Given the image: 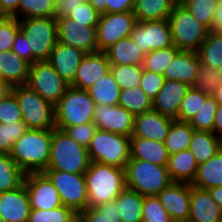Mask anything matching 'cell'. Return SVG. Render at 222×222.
<instances>
[{"mask_svg": "<svg viewBox=\"0 0 222 222\" xmlns=\"http://www.w3.org/2000/svg\"><path fill=\"white\" fill-rule=\"evenodd\" d=\"M198 164L189 149L169 155L167 170L173 182L192 183Z\"/></svg>", "mask_w": 222, "mask_h": 222, "instance_id": "cell-28", "label": "cell"}, {"mask_svg": "<svg viewBox=\"0 0 222 222\" xmlns=\"http://www.w3.org/2000/svg\"><path fill=\"white\" fill-rule=\"evenodd\" d=\"M95 209L100 214L113 219V222H121V215H119L118 206L116 205L115 201L98 205L97 207H95Z\"/></svg>", "mask_w": 222, "mask_h": 222, "instance_id": "cell-56", "label": "cell"}, {"mask_svg": "<svg viewBox=\"0 0 222 222\" xmlns=\"http://www.w3.org/2000/svg\"><path fill=\"white\" fill-rule=\"evenodd\" d=\"M87 148L76 143L65 131H52L50 159L46 170L84 174L90 166Z\"/></svg>", "mask_w": 222, "mask_h": 222, "instance_id": "cell-3", "label": "cell"}, {"mask_svg": "<svg viewBox=\"0 0 222 222\" xmlns=\"http://www.w3.org/2000/svg\"><path fill=\"white\" fill-rule=\"evenodd\" d=\"M191 185L207 190L222 186V148L208 161L198 165Z\"/></svg>", "mask_w": 222, "mask_h": 222, "instance_id": "cell-31", "label": "cell"}, {"mask_svg": "<svg viewBox=\"0 0 222 222\" xmlns=\"http://www.w3.org/2000/svg\"><path fill=\"white\" fill-rule=\"evenodd\" d=\"M211 197L222 209V186L214 187L208 190Z\"/></svg>", "mask_w": 222, "mask_h": 222, "instance_id": "cell-62", "label": "cell"}, {"mask_svg": "<svg viewBox=\"0 0 222 222\" xmlns=\"http://www.w3.org/2000/svg\"><path fill=\"white\" fill-rule=\"evenodd\" d=\"M213 97L218 102V104L222 105V82H220L219 86L215 90Z\"/></svg>", "mask_w": 222, "mask_h": 222, "instance_id": "cell-63", "label": "cell"}, {"mask_svg": "<svg viewBox=\"0 0 222 222\" xmlns=\"http://www.w3.org/2000/svg\"><path fill=\"white\" fill-rule=\"evenodd\" d=\"M83 222H113L111 218L100 214L95 208L87 207L78 214Z\"/></svg>", "mask_w": 222, "mask_h": 222, "instance_id": "cell-55", "label": "cell"}, {"mask_svg": "<svg viewBox=\"0 0 222 222\" xmlns=\"http://www.w3.org/2000/svg\"><path fill=\"white\" fill-rule=\"evenodd\" d=\"M78 216L64 205L52 210L31 209L28 222H71Z\"/></svg>", "mask_w": 222, "mask_h": 222, "instance_id": "cell-46", "label": "cell"}, {"mask_svg": "<svg viewBox=\"0 0 222 222\" xmlns=\"http://www.w3.org/2000/svg\"><path fill=\"white\" fill-rule=\"evenodd\" d=\"M86 54V52L79 48L68 46L58 41L47 61L60 77L71 85L80 62Z\"/></svg>", "mask_w": 222, "mask_h": 222, "instance_id": "cell-20", "label": "cell"}, {"mask_svg": "<svg viewBox=\"0 0 222 222\" xmlns=\"http://www.w3.org/2000/svg\"><path fill=\"white\" fill-rule=\"evenodd\" d=\"M96 105H118L121 89L113 78L111 70L87 90Z\"/></svg>", "mask_w": 222, "mask_h": 222, "instance_id": "cell-32", "label": "cell"}, {"mask_svg": "<svg viewBox=\"0 0 222 222\" xmlns=\"http://www.w3.org/2000/svg\"><path fill=\"white\" fill-rule=\"evenodd\" d=\"M110 70L121 90L140 87L143 65H111Z\"/></svg>", "mask_w": 222, "mask_h": 222, "instance_id": "cell-41", "label": "cell"}, {"mask_svg": "<svg viewBox=\"0 0 222 222\" xmlns=\"http://www.w3.org/2000/svg\"><path fill=\"white\" fill-rule=\"evenodd\" d=\"M173 119L150 110L135 116L134 131L131 136L164 142Z\"/></svg>", "mask_w": 222, "mask_h": 222, "instance_id": "cell-23", "label": "cell"}, {"mask_svg": "<svg viewBox=\"0 0 222 222\" xmlns=\"http://www.w3.org/2000/svg\"><path fill=\"white\" fill-rule=\"evenodd\" d=\"M97 130V126L91 122L66 128L64 131L79 145L88 148Z\"/></svg>", "mask_w": 222, "mask_h": 222, "instance_id": "cell-52", "label": "cell"}, {"mask_svg": "<svg viewBox=\"0 0 222 222\" xmlns=\"http://www.w3.org/2000/svg\"><path fill=\"white\" fill-rule=\"evenodd\" d=\"M57 189L62 205L76 214L88 207V194L84 174H73L59 170L43 172Z\"/></svg>", "mask_w": 222, "mask_h": 222, "instance_id": "cell-10", "label": "cell"}, {"mask_svg": "<svg viewBox=\"0 0 222 222\" xmlns=\"http://www.w3.org/2000/svg\"><path fill=\"white\" fill-rule=\"evenodd\" d=\"M104 52L110 65H143L146 54L131 37L120 39Z\"/></svg>", "mask_w": 222, "mask_h": 222, "instance_id": "cell-27", "label": "cell"}, {"mask_svg": "<svg viewBox=\"0 0 222 222\" xmlns=\"http://www.w3.org/2000/svg\"><path fill=\"white\" fill-rule=\"evenodd\" d=\"M174 222H187L190 213V183L172 182L157 195Z\"/></svg>", "mask_w": 222, "mask_h": 222, "instance_id": "cell-17", "label": "cell"}, {"mask_svg": "<svg viewBox=\"0 0 222 222\" xmlns=\"http://www.w3.org/2000/svg\"><path fill=\"white\" fill-rule=\"evenodd\" d=\"M9 16L3 12H0V26Z\"/></svg>", "mask_w": 222, "mask_h": 222, "instance_id": "cell-64", "label": "cell"}, {"mask_svg": "<svg viewBox=\"0 0 222 222\" xmlns=\"http://www.w3.org/2000/svg\"><path fill=\"white\" fill-rule=\"evenodd\" d=\"M30 63L11 50L0 51V79L12 87L27 84Z\"/></svg>", "mask_w": 222, "mask_h": 222, "instance_id": "cell-25", "label": "cell"}, {"mask_svg": "<svg viewBox=\"0 0 222 222\" xmlns=\"http://www.w3.org/2000/svg\"><path fill=\"white\" fill-rule=\"evenodd\" d=\"M222 148V139L209 131L194 130L189 150L198 165L208 161Z\"/></svg>", "mask_w": 222, "mask_h": 222, "instance_id": "cell-29", "label": "cell"}, {"mask_svg": "<svg viewBox=\"0 0 222 222\" xmlns=\"http://www.w3.org/2000/svg\"><path fill=\"white\" fill-rule=\"evenodd\" d=\"M168 21L173 45L180 51L197 52L206 40L209 30L180 1L173 7Z\"/></svg>", "mask_w": 222, "mask_h": 222, "instance_id": "cell-6", "label": "cell"}, {"mask_svg": "<svg viewBox=\"0 0 222 222\" xmlns=\"http://www.w3.org/2000/svg\"><path fill=\"white\" fill-rule=\"evenodd\" d=\"M22 120V112L19 103L13 93L0 101V123L10 124Z\"/></svg>", "mask_w": 222, "mask_h": 222, "instance_id": "cell-49", "label": "cell"}, {"mask_svg": "<svg viewBox=\"0 0 222 222\" xmlns=\"http://www.w3.org/2000/svg\"><path fill=\"white\" fill-rule=\"evenodd\" d=\"M19 28L28 39L29 50L33 53V63L47 61L58 42L56 17L19 19Z\"/></svg>", "mask_w": 222, "mask_h": 222, "instance_id": "cell-9", "label": "cell"}, {"mask_svg": "<svg viewBox=\"0 0 222 222\" xmlns=\"http://www.w3.org/2000/svg\"><path fill=\"white\" fill-rule=\"evenodd\" d=\"M21 112L22 120L28 129L53 130L55 128V108L41 98L27 84L12 87Z\"/></svg>", "mask_w": 222, "mask_h": 222, "instance_id": "cell-7", "label": "cell"}, {"mask_svg": "<svg viewBox=\"0 0 222 222\" xmlns=\"http://www.w3.org/2000/svg\"><path fill=\"white\" fill-rule=\"evenodd\" d=\"M144 196L125 188L115 199L121 222H142Z\"/></svg>", "mask_w": 222, "mask_h": 222, "instance_id": "cell-33", "label": "cell"}, {"mask_svg": "<svg viewBox=\"0 0 222 222\" xmlns=\"http://www.w3.org/2000/svg\"><path fill=\"white\" fill-rule=\"evenodd\" d=\"M118 105L134 116L153 109V101L140 87L121 90Z\"/></svg>", "mask_w": 222, "mask_h": 222, "instance_id": "cell-39", "label": "cell"}, {"mask_svg": "<svg viewBox=\"0 0 222 222\" xmlns=\"http://www.w3.org/2000/svg\"><path fill=\"white\" fill-rule=\"evenodd\" d=\"M135 116L120 105H96L93 123L97 129L131 137Z\"/></svg>", "mask_w": 222, "mask_h": 222, "instance_id": "cell-16", "label": "cell"}, {"mask_svg": "<svg viewBox=\"0 0 222 222\" xmlns=\"http://www.w3.org/2000/svg\"><path fill=\"white\" fill-rule=\"evenodd\" d=\"M58 41L79 48L86 53L98 52L96 27L84 26L60 11L56 16Z\"/></svg>", "mask_w": 222, "mask_h": 222, "instance_id": "cell-13", "label": "cell"}, {"mask_svg": "<svg viewBox=\"0 0 222 222\" xmlns=\"http://www.w3.org/2000/svg\"><path fill=\"white\" fill-rule=\"evenodd\" d=\"M62 1H80V2H88V0H58L59 4H60Z\"/></svg>", "mask_w": 222, "mask_h": 222, "instance_id": "cell-65", "label": "cell"}, {"mask_svg": "<svg viewBox=\"0 0 222 222\" xmlns=\"http://www.w3.org/2000/svg\"><path fill=\"white\" fill-rule=\"evenodd\" d=\"M220 82H222L221 70L201 64L193 87L208 96H213Z\"/></svg>", "mask_w": 222, "mask_h": 222, "instance_id": "cell-43", "label": "cell"}, {"mask_svg": "<svg viewBox=\"0 0 222 222\" xmlns=\"http://www.w3.org/2000/svg\"><path fill=\"white\" fill-rule=\"evenodd\" d=\"M59 7L58 0H20L18 20L24 18L56 17Z\"/></svg>", "mask_w": 222, "mask_h": 222, "instance_id": "cell-37", "label": "cell"}, {"mask_svg": "<svg viewBox=\"0 0 222 222\" xmlns=\"http://www.w3.org/2000/svg\"><path fill=\"white\" fill-rule=\"evenodd\" d=\"M208 97L205 93L191 86L181 103L178 112V121L189 122L198 113Z\"/></svg>", "mask_w": 222, "mask_h": 222, "instance_id": "cell-44", "label": "cell"}, {"mask_svg": "<svg viewBox=\"0 0 222 222\" xmlns=\"http://www.w3.org/2000/svg\"><path fill=\"white\" fill-rule=\"evenodd\" d=\"M88 2L96 9V11L100 15L107 13L106 0H88Z\"/></svg>", "mask_w": 222, "mask_h": 222, "instance_id": "cell-60", "label": "cell"}, {"mask_svg": "<svg viewBox=\"0 0 222 222\" xmlns=\"http://www.w3.org/2000/svg\"><path fill=\"white\" fill-rule=\"evenodd\" d=\"M201 65L197 52L179 51L164 72V78L193 86Z\"/></svg>", "mask_w": 222, "mask_h": 222, "instance_id": "cell-24", "label": "cell"}, {"mask_svg": "<svg viewBox=\"0 0 222 222\" xmlns=\"http://www.w3.org/2000/svg\"><path fill=\"white\" fill-rule=\"evenodd\" d=\"M213 30L222 32V0H219L213 17Z\"/></svg>", "mask_w": 222, "mask_h": 222, "instance_id": "cell-59", "label": "cell"}, {"mask_svg": "<svg viewBox=\"0 0 222 222\" xmlns=\"http://www.w3.org/2000/svg\"><path fill=\"white\" fill-rule=\"evenodd\" d=\"M20 0H0V12L7 14L9 17L18 19V6Z\"/></svg>", "mask_w": 222, "mask_h": 222, "instance_id": "cell-57", "label": "cell"}, {"mask_svg": "<svg viewBox=\"0 0 222 222\" xmlns=\"http://www.w3.org/2000/svg\"><path fill=\"white\" fill-rule=\"evenodd\" d=\"M87 150L91 162L125 169L130 158V137L97 129Z\"/></svg>", "mask_w": 222, "mask_h": 222, "instance_id": "cell-8", "label": "cell"}, {"mask_svg": "<svg viewBox=\"0 0 222 222\" xmlns=\"http://www.w3.org/2000/svg\"><path fill=\"white\" fill-rule=\"evenodd\" d=\"M164 80L165 78L163 75L145 70L143 68L140 88L153 101L161 90Z\"/></svg>", "mask_w": 222, "mask_h": 222, "instance_id": "cell-51", "label": "cell"}, {"mask_svg": "<svg viewBox=\"0 0 222 222\" xmlns=\"http://www.w3.org/2000/svg\"><path fill=\"white\" fill-rule=\"evenodd\" d=\"M23 184L29 195L31 209L52 210L62 206L57 189L43 173H27Z\"/></svg>", "mask_w": 222, "mask_h": 222, "instance_id": "cell-15", "label": "cell"}, {"mask_svg": "<svg viewBox=\"0 0 222 222\" xmlns=\"http://www.w3.org/2000/svg\"><path fill=\"white\" fill-rule=\"evenodd\" d=\"M130 37L145 53L173 46L168 19L137 22Z\"/></svg>", "mask_w": 222, "mask_h": 222, "instance_id": "cell-14", "label": "cell"}, {"mask_svg": "<svg viewBox=\"0 0 222 222\" xmlns=\"http://www.w3.org/2000/svg\"><path fill=\"white\" fill-rule=\"evenodd\" d=\"M126 187L144 197L157 196L173 181L167 165H157L140 159L129 158L125 168Z\"/></svg>", "mask_w": 222, "mask_h": 222, "instance_id": "cell-4", "label": "cell"}, {"mask_svg": "<svg viewBox=\"0 0 222 222\" xmlns=\"http://www.w3.org/2000/svg\"><path fill=\"white\" fill-rule=\"evenodd\" d=\"M191 86L187 83L165 79L163 86L153 100V110L173 120H178L181 103Z\"/></svg>", "mask_w": 222, "mask_h": 222, "instance_id": "cell-18", "label": "cell"}, {"mask_svg": "<svg viewBox=\"0 0 222 222\" xmlns=\"http://www.w3.org/2000/svg\"><path fill=\"white\" fill-rule=\"evenodd\" d=\"M88 194V207L113 202L126 188L125 169L91 162L84 173Z\"/></svg>", "mask_w": 222, "mask_h": 222, "instance_id": "cell-2", "label": "cell"}, {"mask_svg": "<svg viewBox=\"0 0 222 222\" xmlns=\"http://www.w3.org/2000/svg\"><path fill=\"white\" fill-rule=\"evenodd\" d=\"M19 28V20L8 17L0 26V51L12 50Z\"/></svg>", "mask_w": 222, "mask_h": 222, "instance_id": "cell-50", "label": "cell"}, {"mask_svg": "<svg viewBox=\"0 0 222 222\" xmlns=\"http://www.w3.org/2000/svg\"><path fill=\"white\" fill-rule=\"evenodd\" d=\"M31 211L29 195L23 184L0 193V217L7 222H28Z\"/></svg>", "mask_w": 222, "mask_h": 222, "instance_id": "cell-21", "label": "cell"}, {"mask_svg": "<svg viewBox=\"0 0 222 222\" xmlns=\"http://www.w3.org/2000/svg\"><path fill=\"white\" fill-rule=\"evenodd\" d=\"M27 85L41 98L55 106L70 86L48 61L30 64Z\"/></svg>", "mask_w": 222, "mask_h": 222, "instance_id": "cell-11", "label": "cell"}, {"mask_svg": "<svg viewBox=\"0 0 222 222\" xmlns=\"http://www.w3.org/2000/svg\"><path fill=\"white\" fill-rule=\"evenodd\" d=\"M107 13L130 12L134 9L135 0H106Z\"/></svg>", "mask_w": 222, "mask_h": 222, "instance_id": "cell-54", "label": "cell"}, {"mask_svg": "<svg viewBox=\"0 0 222 222\" xmlns=\"http://www.w3.org/2000/svg\"><path fill=\"white\" fill-rule=\"evenodd\" d=\"M52 131L28 129L13 144L10 157L25 174L41 173L47 169Z\"/></svg>", "mask_w": 222, "mask_h": 222, "instance_id": "cell-1", "label": "cell"}, {"mask_svg": "<svg viewBox=\"0 0 222 222\" xmlns=\"http://www.w3.org/2000/svg\"><path fill=\"white\" fill-rule=\"evenodd\" d=\"M25 175L10 154L0 152V193L22 186Z\"/></svg>", "mask_w": 222, "mask_h": 222, "instance_id": "cell-38", "label": "cell"}, {"mask_svg": "<svg viewBox=\"0 0 222 222\" xmlns=\"http://www.w3.org/2000/svg\"><path fill=\"white\" fill-rule=\"evenodd\" d=\"M71 222H83L80 218H79V216H77L75 219H73V221H71Z\"/></svg>", "mask_w": 222, "mask_h": 222, "instance_id": "cell-66", "label": "cell"}, {"mask_svg": "<svg viewBox=\"0 0 222 222\" xmlns=\"http://www.w3.org/2000/svg\"><path fill=\"white\" fill-rule=\"evenodd\" d=\"M59 11L84 26H97L101 16L89 2L62 1Z\"/></svg>", "mask_w": 222, "mask_h": 222, "instance_id": "cell-34", "label": "cell"}, {"mask_svg": "<svg viewBox=\"0 0 222 222\" xmlns=\"http://www.w3.org/2000/svg\"><path fill=\"white\" fill-rule=\"evenodd\" d=\"M142 222H174L157 196L144 197Z\"/></svg>", "mask_w": 222, "mask_h": 222, "instance_id": "cell-48", "label": "cell"}, {"mask_svg": "<svg viewBox=\"0 0 222 222\" xmlns=\"http://www.w3.org/2000/svg\"><path fill=\"white\" fill-rule=\"evenodd\" d=\"M218 102L209 96L198 113L188 122L196 131L213 132V124Z\"/></svg>", "mask_w": 222, "mask_h": 222, "instance_id": "cell-45", "label": "cell"}, {"mask_svg": "<svg viewBox=\"0 0 222 222\" xmlns=\"http://www.w3.org/2000/svg\"><path fill=\"white\" fill-rule=\"evenodd\" d=\"M188 222H222V209L207 189L190 183V213Z\"/></svg>", "mask_w": 222, "mask_h": 222, "instance_id": "cell-22", "label": "cell"}, {"mask_svg": "<svg viewBox=\"0 0 222 222\" xmlns=\"http://www.w3.org/2000/svg\"><path fill=\"white\" fill-rule=\"evenodd\" d=\"M11 51L30 64H33V53L32 50H29L28 39L20 30L17 32Z\"/></svg>", "mask_w": 222, "mask_h": 222, "instance_id": "cell-53", "label": "cell"}, {"mask_svg": "<svg viewBox=\"0 0 222 222\" xmlns=\"http://www.w3.org/2000/svg\"><path fill=\"white\" fill-rule=\"evenodd\" d=\"M12 93V86L3 80L0 79V101L5 99Z\"/></svg>", "mask_w": 222, "mask_h": 222, "instance_id": "cell-61", "label": "cell"}, {"mask_svg": "<svg viewBox=\"0 0 222 222\" xmlns=\"http://www.w3.org/2000/svg\"><path fill=\"white\" fill-rule=\"evenodd\" d=\"M179 0H135L133 13L137 22L168 19Z\"/></svg>", "mask_w": 222, "mask_h": 222, "instance_id": "cell-30", "label": "cell"}, {"mask_svg": "<svg viewBox=\"0 0 222 222\" xmlns=\"http://www.w3.org/2000/svg\"><path fill=\"white\" fill-rule=\"evenodd\" d=\"M136 23L133 11L101 14L96 27L98 51L104 52L120 39L130 37Z\"/></svg>", "mask_w": 222, "mask_h": 222, "instance_id": "cell-12", "label": "cell"}, {"mask_svg": "<svg viewBox=\"0 0 222 222\" xmlns=\"http://www.w3.org/2000/svg\"><path fill=\"white\" fill-rule=\"evenodd\" d=\"M110 62L105 52L87 53L76 71L70 85L81 90H88L97 80L110 71Z\"/></svg>", "mask_w": 222, "mask_h": 222, "instance_id": "cell-19", "label": "cell"}, {"mask_svg": "<svg viewBox=\"0 0 222 222\" xmlns=\"http://www.w3.org/2000/svg\"><path fill=\"white\" fill-rule=\"evenodd\" d=\"M55 108V128H66L93 122L96 103L87 90L69 86Z\"/></svg>", "mask_w": 222, "mask_h": 222, "instance_id": "cell-5", "label": "cell"}, {"mask_svg": "<svg viewBox=\"0 0 222 222\" xmlns=\"http://www.w3.org/2000/svg\"><path fill=\"white\" fill-rule=\"evenodd\" d=\"M130 158L167 165L169 154L164 142L137 136L130 137Z\"/></svg>", "mask_w": 222, "mask_h": 222, "instance_id": "cell-26", "label": "cell"}, {"mask_svg": "<svg viewBox=\"0 0 222 222\" xmlns=\"http://www.w3.org/2000/svg\"><path fill=\"white\" fill-rule=\"evenodd\" d=\"M194 129L188 122L173 120L164 144L169 155L189 149Z\"/></svg>", "mask_w": 222, "mask_h": 222, "instance_id": "cell-36", "label": "cell"}, {"mask_svg": "<svg viewBox=\"0 0 222 222\" xmlns=\"http://www.w3.org/2000/svg\"><path fill=\"white\" fill-rule=\"evenodd\" d=\"M28 130L23 121L0 123V152L10 154L13 144Z\"/></svg>", "mask_w": 222, "mask_h": 222, "instance_id": "cell-47", "label": "cell"}, {"mask_svg": "<svg viewBox=\"0 0 222 222\" xmlns=\"http://www.w3.org/2000/svg\"><path fill=\"white\" fill-rule=\"evenodd\" d=\"M179 51L180 50L173 45L168 48L146 53L143 68L164 75L165 70Z\"/></svg>", "mask_w": 222, "mask_h": 222, "instance_id": "cell-42", "label": "cell"}, {"mask_svg": "<svg viewBox=\"0 0 222 222\" xmlns=\"http://www.w3.org/2000/svg\"><path fill=\"white\" fill-rule=\"evenodd\" d=\"M197 55L201 64L222 71V32L209 31L206 40L200 45Z\"/></svg>", "mask_w": 222, "mask_h": 222, "instance_id": "cell-35", "label": "cell"}, {"mask_svg": "<svg viewBox=\"0 0 222 222\" xmlns=\"http://www.w3.org/2000/svg\"><path fill=\"white\" fill-rule=\"evenodd\" d=\"M0 222H7L6 220H3L1 217H0Z\"/></svg>", "mask_w": 222, "mask_h": 222, "instance_id": "cell-67", "label": "cell"}, {"mask_svg": "<svg viewBox=\"0 0 222 222\" xmlns=\"http://www.w3.org/2000/svg\"><path fill=\"white\" fill-rule=\"evenodd\" d=\"M209 31L213 30V17L219 0H179Z\"/></svg>", "mask_w": 222, "mask_h": 222, "instance_id": "cell-40", "label": "cell"}, {"mask_svg": "<svg viewBox=\"0 0 222 222\" xmlns=\"http://www.w3.org/2000/svg\"><path fill=\"white\" fill-rule=\"evenodd\" d=\"M213 133L222 139V105L220 104H218L215 113Z\"/></svg>", "mask_w": 222, "mask_h": 222, "instance_id": "cell-58", "label": "cell"}]
</instances>
